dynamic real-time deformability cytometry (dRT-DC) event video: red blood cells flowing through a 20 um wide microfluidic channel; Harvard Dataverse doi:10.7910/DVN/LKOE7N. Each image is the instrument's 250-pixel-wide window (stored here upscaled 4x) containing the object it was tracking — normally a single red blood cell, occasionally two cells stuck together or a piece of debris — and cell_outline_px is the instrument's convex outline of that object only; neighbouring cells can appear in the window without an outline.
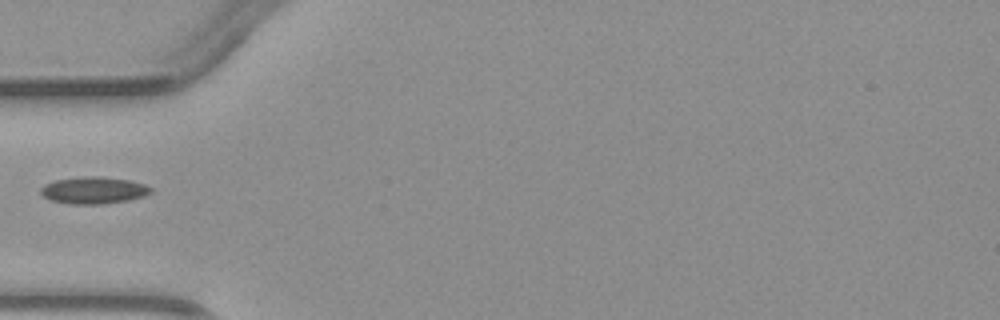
{"species": "common noctule bat (a hibernating species)", "species_latin": "Nyctalus noctula", "temperature_condition": "warm", "stored_images_in_passage": 1, "camera_frame_rate_fps": 3000, "um_per_image_px": 0.085, "animal": {"sex": "male", "body_mass_g": 23.1, "forearm_length_mm": 52.7}, "frame": {"image": 1, "passage_image": 1, "time_ms": 0.0, "image_size_px": [1000, 320], "cell_outline_px": [[152, 192], [144, 196], [128, 200], [104, 204], [68, 204], [52, 200], [44, 196], [40, 192], [40, 188], [44, 184], [56, 180], [84, 176], [96, 176], [128, 180], [144, 184], [152, 188]], "centroid_in_image_um": [7.95, 16.18], "position_along_channel_um": 77.0, "area_um2": 17.22}}